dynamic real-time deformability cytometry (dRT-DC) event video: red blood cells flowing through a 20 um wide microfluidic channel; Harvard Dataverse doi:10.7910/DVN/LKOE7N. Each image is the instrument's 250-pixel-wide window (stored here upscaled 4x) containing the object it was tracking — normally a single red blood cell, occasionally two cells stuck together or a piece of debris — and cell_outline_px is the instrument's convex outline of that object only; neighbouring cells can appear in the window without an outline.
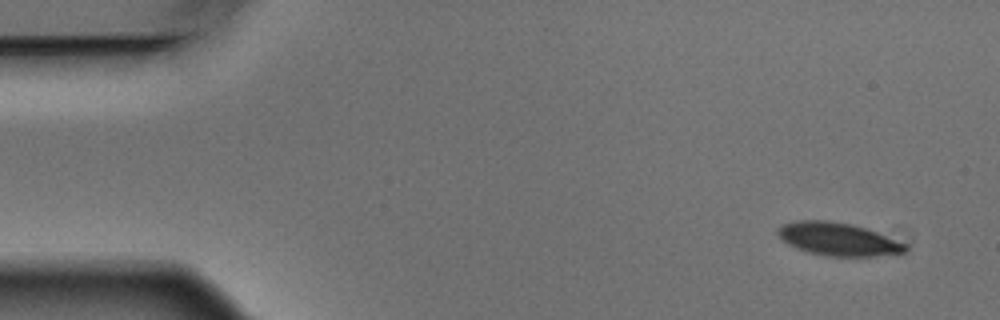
{"species": "Egyptian fruit bat (a non-hibernating species)", "species_latin": "Rousettus aegyptiacus", "temperature_condition": "warm", "stored_images_in_passage": 7, "camera_frame_rate_fps": 3000, "um_per_image_px": 0.085, "animal": {"sex": "male"}, "frame": {"image": 1, "passage_image": 1, "time_ms": 0.0, "image_size_px": [1000, 320], "cell_outline_px": [[908, 248], [904, 252], [876, 256], [828, 256], [808, 252], [796, 248], [788, 244], [776, 232], [776, 228], [784, 224], [796, 220], [828, 220], [852, 224], [876, 232], [908, 244]], "centroid_in_image_um": [71.23, 20.32], "position_along_channel_um": 13.8, "area_um2": 24.39}}
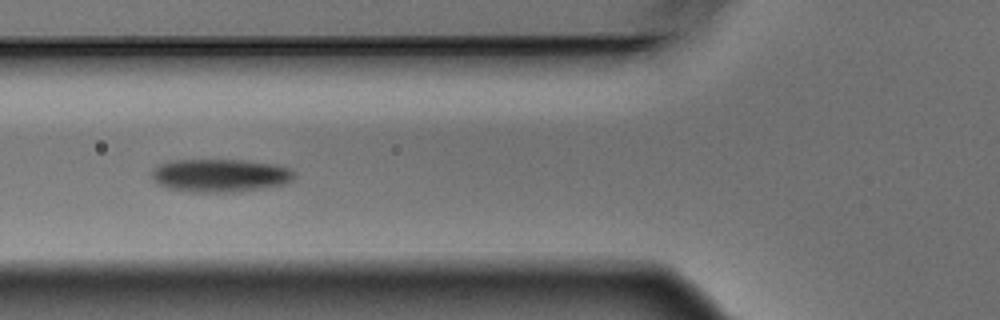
{"frame": {"image": 2, "passage_image": 6, "time_ms": 1.667, "image_size_px": [1000, 320], "cell_outline_px": [[296, 176], [292, 180], [284, 184], [260, 188], [232, 192], [192, 192], [168, 188], [156, 184], [152, 180], [152, 168], [160, 164], [172, 160], [244, 160], [280, 164], [296, 172]], "centroid_in_image_um": [18.71, 14.9], "position_along_channel_um": 107.1, "area_um2": 27.74}}
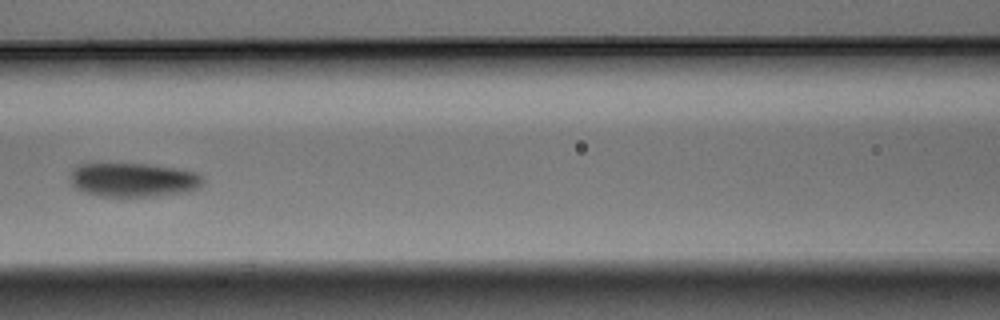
{"frame": {"image": 3, "passage_image": 7, "time_ms": 2.0, "image_size_px": [1000, 320], "cell_outline_px": [[204, 184], [200, 188], [188, 192], [152, 196], [100, 196], [84, 192], [72, 188], [68, 176], [72, 168], [80, 164], [148, 164], [176, 168], [196, 172], [204, 176]], "centroid_in_image_um": [11.33, 15.29], "position_along_channel_um": 155.3, "area_um2": 26.76}}